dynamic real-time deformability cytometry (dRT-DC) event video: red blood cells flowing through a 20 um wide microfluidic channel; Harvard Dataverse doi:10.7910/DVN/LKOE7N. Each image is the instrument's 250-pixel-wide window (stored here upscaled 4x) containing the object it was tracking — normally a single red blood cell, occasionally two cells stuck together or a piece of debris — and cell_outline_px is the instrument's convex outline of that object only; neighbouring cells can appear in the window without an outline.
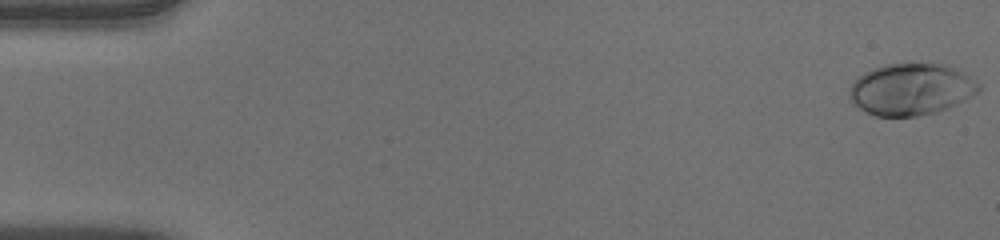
{"species": "human", "species_latin": "Homo sapiens", "temperature_condition": "warm", "stored_images_in_passage": 52, "camera_frame_rate_fps": 3000, "um_per_image_px": 0.085, "donor": {"sex": "male"}, "frame": {"image": 1, "passage_image": 1, "time_ms": 0.0, "image_size_px": [1000, 240], "cell_outline_px": [[980, 92], [948, 108], [936, 112], [916, 116], [876, 116], [860, 108], [848, 96], [848, 88], [852, 80], [864, 72], [872, 68], [888, 64], [944, 64], [968, 76], [980, 84]], "centroid_in_image_um": [77.41, 7.59], "position_along_channel_um": 7.6, "area_um2": 38.78}}
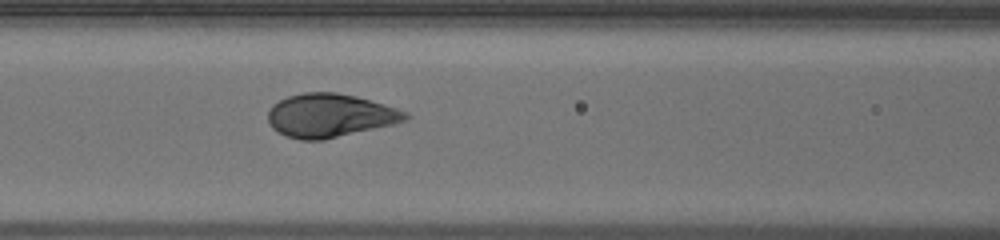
{"frame": {"image": 2, "passage_image": 23, "time_ms": 7.333, "image_size_px": [1000, 240], "cell_outline_px": [[408, 120], [392, 124], [324, 140], [300, 140], [284, 136], [272, 128], [268, 124], [268, 112], [272, 104], [288, 96], [304, 92], [336, 92], [356, 96], [384, 104], [396, 108], [404, 112], [408, 116]], "centroid_in_image_um": [27.98, 9.82], "position_along_channel_um": 138.6, "area_um2": 34.8}}
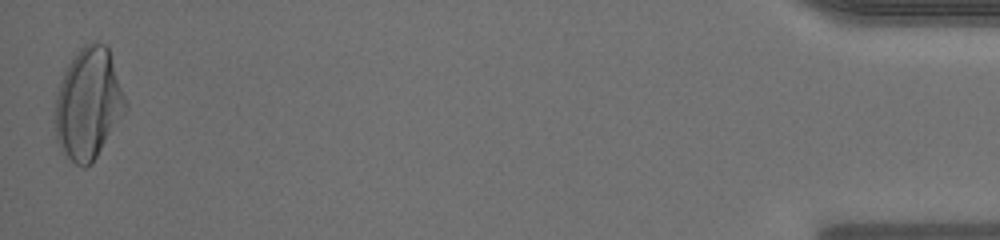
{"frame": {"image": 3, "passage_image": 52, "time_ms": 17.0, "image_size_px": [1000, 240], "cell_outline_px": [[128, 108], [92, 164], [84, 168], [76, 164], [60, 148], [56, 136], [56, 92], [64, 72], [68, 64], [80, 48], [84, 44], [96, 40], [104, 44], [108, 48], [128, 104]], "centroid_in_image_um": [7.53, 8.81], "position_along_channel_um": 427.7, "area_um2": 45.43}, "authors_computed_cell_mechanics": {"area_um2": 36.2117, "velocity_mm_per_s": 3.9288, "shape_relaxation_time_tau1_ms": 2.4351, "shape_relaxation_time_tau2_ms": null, "deformation_change_tau1": 0.1762, "deformation_change_tau2": null}}